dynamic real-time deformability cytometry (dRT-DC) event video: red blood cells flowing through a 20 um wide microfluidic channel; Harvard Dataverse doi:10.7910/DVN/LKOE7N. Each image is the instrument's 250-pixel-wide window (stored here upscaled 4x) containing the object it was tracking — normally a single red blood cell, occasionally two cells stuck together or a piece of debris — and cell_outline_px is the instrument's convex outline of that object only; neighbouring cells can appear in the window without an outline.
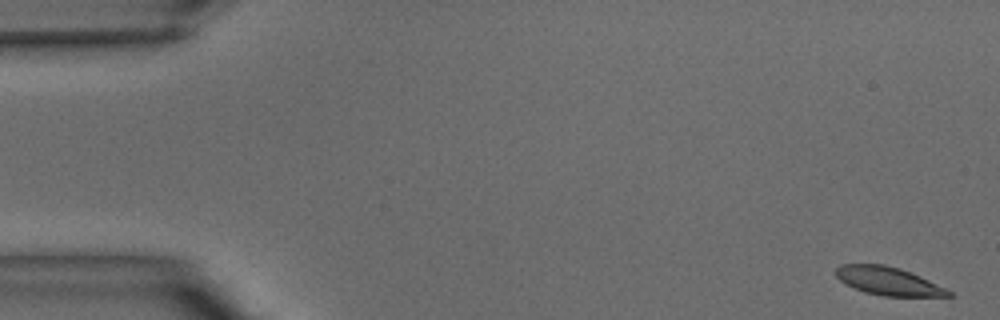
{"species": "common noctule bat (a hibernating species)", "species_latin": "Nyctalus noctula", "temperature_condition": "warm", "stored_images_in_passage": 41, "camera_frame_rate_fps": 3000, "um_per_image_px": 0.085, "animal": {"sex": "male", "body_mass_g": 15.6}, "frame": {"image": 1, "passage_image": 1, "time_ms": 0.0, "image_size_px": [1000, 320], "cell_outline_px": [[956, 296], [884, 296], [864, 292], [844, 284], [836, 276], [836, 268], [840, 264], [884, 264], [900, 268], [920, 276], [952, 292]], "centroid_in_image_um": [75.47, 23.89], "position_along_channel_um": 9.5, "area_um2": 18.44}}
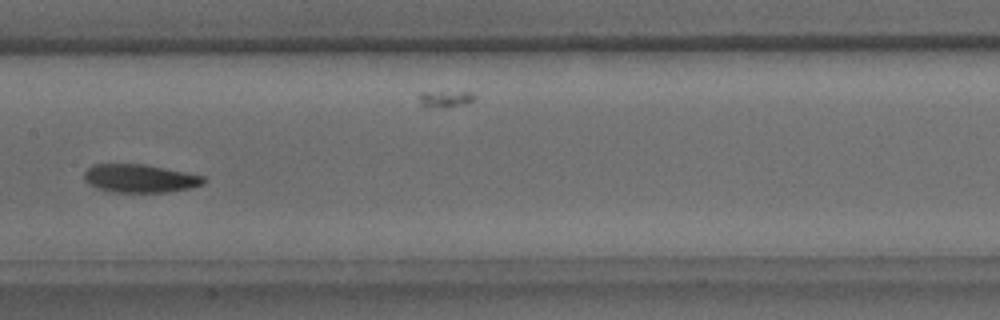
{"frame": {"image": 2, "passage_image": 20, "time_ms": 6.333, "image_size_px": [1000, 320], "cell_outline_px": [[208, 180], [204, 184], [188, 188], [164, 192], [112, 192], [100, 188], [84, 180], [84, 172], [92, 164], [140, 164], [164, 168], [204, 176]], "centroid_in_image_um": [11.9, 15.16], "position_along_channel_um": 195.5, "area_um2": 19.36}}
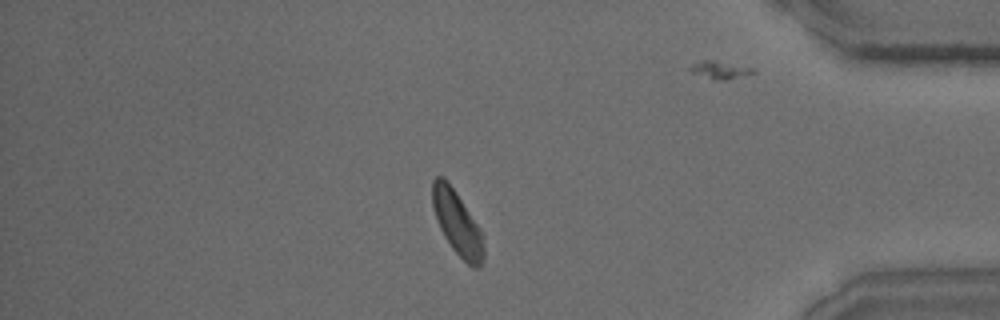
{"frame": {"image": 3, "passage_image": 34, "time_ms": 11.0, "image_size_px": [1000, 320], "cell_outline_px": [[484, 256], [480, 268], [472, 268], [452, 248], [444, 236], [440, 228], [432, 208], [432, 180], [436, 176], [440, 176], [448, 180], [484, 232]], "centroid_in_image_um": [38.89, 18.95], "position_along_channel_um": 396.3, "area_um2": 19.54}}